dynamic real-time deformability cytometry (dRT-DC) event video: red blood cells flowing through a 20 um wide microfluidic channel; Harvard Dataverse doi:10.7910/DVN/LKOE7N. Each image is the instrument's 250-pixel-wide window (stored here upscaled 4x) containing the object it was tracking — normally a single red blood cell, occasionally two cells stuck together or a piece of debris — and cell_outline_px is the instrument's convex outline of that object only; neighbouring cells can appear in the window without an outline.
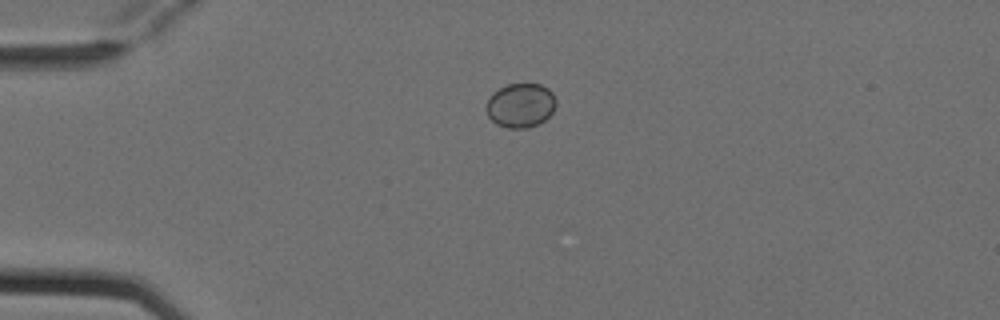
{"species": "Egyptian fruit bat (a non-hibernating species)", "species_latin": "Rousettus aegyptiacus", "temperature_condition": "cold", "stored_images_in_passage": 5, "camera_frame_rate_fps": 3000, "um_per_image_px": 0.085, "animal": {"sex": "female"}, "frame": {"image": 1, "passage_image": 5, "time_ms": 1.333, "image_size_px": [1000, 320], "cell_outline_px": [[556, 104], [552, 112], [544, 120], [536, 124], [524, 128], [508, 128], [496, 124], [488, 116], [484, 108], [492, 92], [508, 84], [540, 84], [548, 88], [552, 92], [556, 100]], "centroid_in_image_um": [44.22, 8.95], "position_along_channel_um": 40.8, "area_um2": 17.98}}